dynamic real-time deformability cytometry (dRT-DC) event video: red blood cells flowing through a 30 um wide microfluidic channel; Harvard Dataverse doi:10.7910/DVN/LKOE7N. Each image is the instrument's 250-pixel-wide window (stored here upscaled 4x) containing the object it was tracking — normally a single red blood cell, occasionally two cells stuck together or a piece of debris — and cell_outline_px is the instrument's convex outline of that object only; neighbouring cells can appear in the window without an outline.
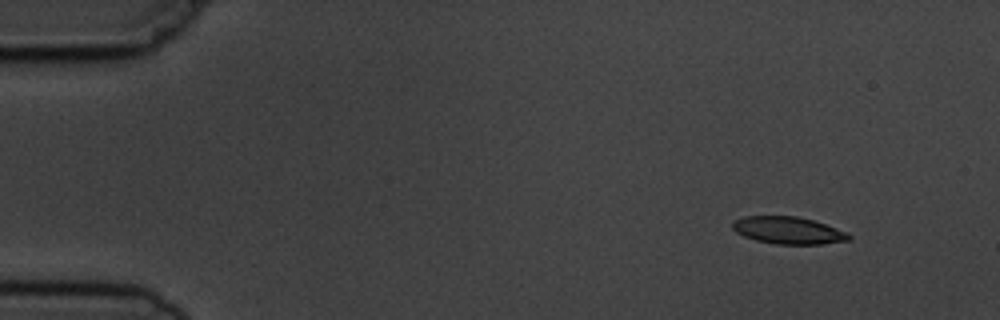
{"species": "common noctule bat (a hibernating species)", "species_latin": "Nyctalus noctula", "temperature_condition": "cold", "stored_images_in_passage": 5, "camera_frame_rate_fps": 3000, "um_per_image_px": 0.085, "animal": {"sex": "male", "body_mass_g": 19.5, "forearm_length_mm": 54.6}, "frame": {"image": 1, "passage_image": 2, "time_ms": 1.333, "image_size_px": [1000, 320], "cell_outline_px": [[852, 240], [824, 244], [776, 244], [756, 240], [744, 236], [736, 232], [732, 228], [732, 220], [744, 216], [796, 216], [812, 220], [848, 232], [852, 236]], "centroid_in_image_um": [67.01, 19.58], "position_along_channel_um": 18.0, "area_um2": 18.55}}
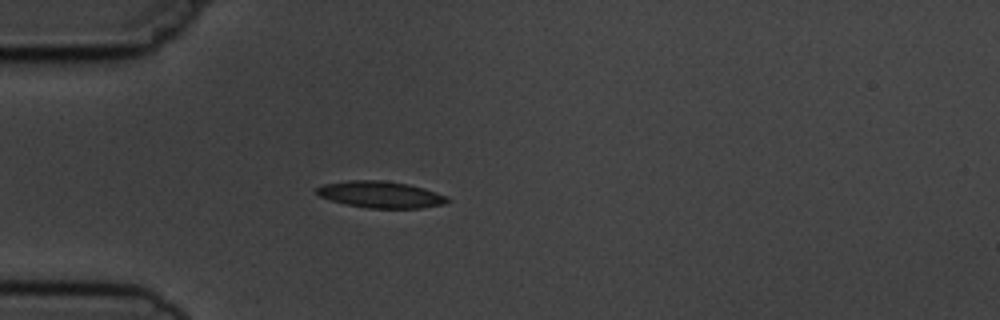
{"frame": {"image": 2, "passage_image": 5, "time_ms": 4.667, "image_size_px": [1000, 320], "cell_outline_px": [[452, 200], [444, 204], [420, 208], [368, 208], [344, 204], [320, 196], [316, 192], [316, 188], [324, 184], [348, 180], [380, 180], [408, 184], [424, 188], [448, 196]], "centroid_in_image_um": [32.38, 16.54], "position_along_channel_um": 52.6, "area_um2": 20.29}}